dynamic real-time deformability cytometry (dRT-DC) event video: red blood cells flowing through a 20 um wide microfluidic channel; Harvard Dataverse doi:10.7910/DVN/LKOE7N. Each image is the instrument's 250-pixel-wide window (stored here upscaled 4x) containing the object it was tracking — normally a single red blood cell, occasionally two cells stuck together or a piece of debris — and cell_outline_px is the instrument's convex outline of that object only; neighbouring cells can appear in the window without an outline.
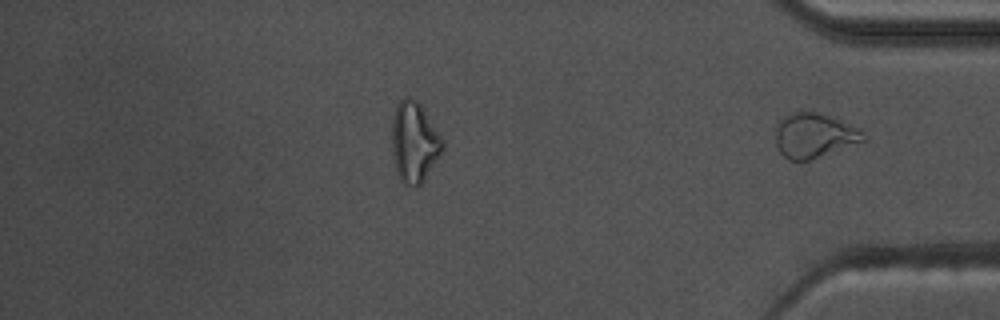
{"species": "common noctule bat (a hibernating species)", "species_latin": "Nyctalus noctula", "temperature_condition": "warm", "stored_images_in_passage": 50, "segment_of_instrument_passage": [2, 2], "camera_frame_rate_fps": 3000, "um_per_image_px": 0.085, "animal": {"sex": "male", "body_mass_g": 17.5, "forearm_length_mm": 52.3}, "frame": {"image": 1, "passage_image": 50, "time_ms": 16.333, "image_size_px": [1000, 320], "cell_outline_px": [[868, 140], [808, 160], [788, 160], [780, 152], [776, 144], [776, 124], [784, 116], [792, 112], [816, 112], [832, 116], [860, 128], [868, 136]], "centroid_in_image_um": [69.25, 11.5], "position_along_channel_um": 366.0, "area_um2": 23.0}}